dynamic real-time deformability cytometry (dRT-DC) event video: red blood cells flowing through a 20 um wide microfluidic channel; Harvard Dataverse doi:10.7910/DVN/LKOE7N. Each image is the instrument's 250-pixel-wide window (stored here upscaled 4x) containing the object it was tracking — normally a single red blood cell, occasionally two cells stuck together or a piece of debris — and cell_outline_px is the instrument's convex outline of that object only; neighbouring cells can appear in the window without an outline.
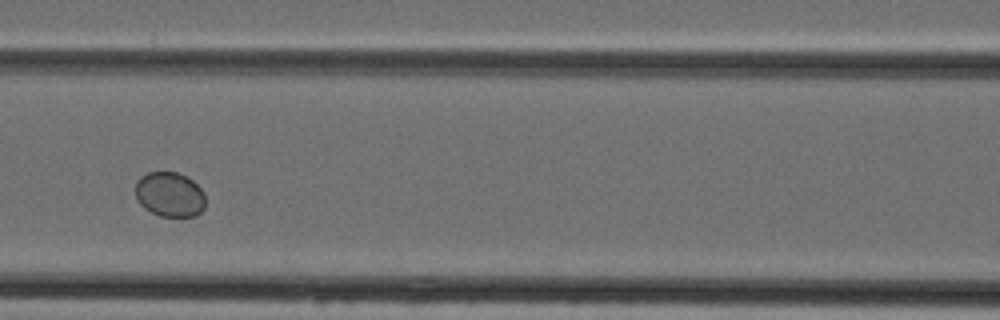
{"species": "Egyptian fruit bat (a non-hibernating species)", "species_latin": "Rousettus aegyptiacus", "temperature_condition": "cold", "stored_images_in_passage": 4, "camera_frame_rate_fps": 3000, "um_per_image_px": 0.085, "animal": {"sex": "female"}, "frame": {"image": 1, "passage_image": 4, "time_ms": 3.333, "image_size_px": [1000, 320], "cell_outline_px": [[204, 208], [196, 216], [160, 216], [144, 208], [136, 200], [136, 184], [140, 176], [148, 172], [176, 172], [192, 180], [204, 192]], "centroid_in_image_um": [14.41, 16.53], "position_along_channel_um": 152.2, "area_um2": 18.21}}